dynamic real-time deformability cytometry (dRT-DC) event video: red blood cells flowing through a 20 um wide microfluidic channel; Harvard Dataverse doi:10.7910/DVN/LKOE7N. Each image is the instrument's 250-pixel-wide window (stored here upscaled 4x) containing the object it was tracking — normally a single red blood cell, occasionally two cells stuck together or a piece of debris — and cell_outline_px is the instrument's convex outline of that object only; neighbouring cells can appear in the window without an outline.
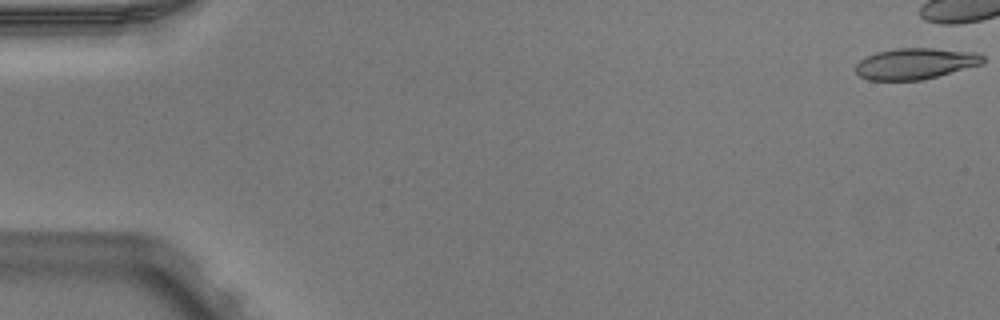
{"species": "Egyptian fruit bat (a non-hibernating species)", "species_latin": "Rousettus aegyptiacus", "temperature_condition": "warm", "stored_images_in_passage": 8, "camera_frame_rate_fps": 3000, "um_per_image_px": 0.085, "animal": {"sex": "male"}, "frame": {"image": 1, "passage_image": 1, "time_ms": 0.0, "image_size_px": [1000, 320], "cell_outline_px": [[984, 60], [980, 64], [936, 76], [920, 80], [868, 80], [860, 76], [856, 72], [856, 64], [860, 60], [876, 52], [896, 48], [932, 48], [976, 52], [984, 56]], "centroid_in_image_um": [77.77, 5.4], "position_along_channel_um": 7.2, "area_um2": 22.77}}
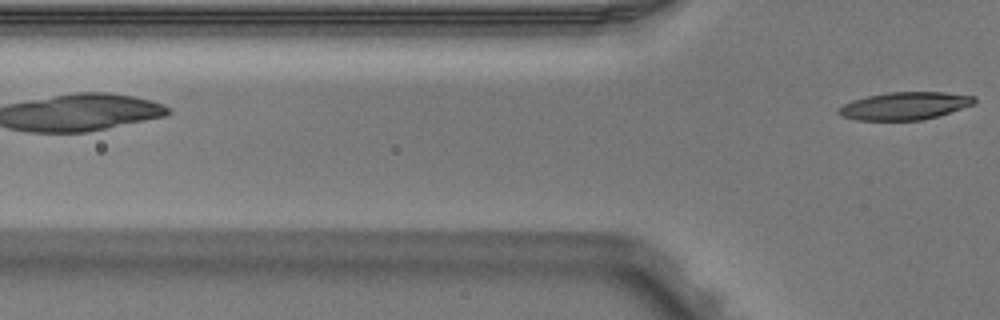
{"frame": {"image": 2, "passage_image": 8, "time_ms": 2.333, "image_size_px": [1000, 320], "cell_outline_px": [[976, 104], [936, 116], [920, 120], [856, 120], [840, 116], [836, 112], [836, 108], [852, 100], [868, 96], [888, 92], [944, 92], [976, 96]], "centroid_in_image_um": [76.88, 8.99], "position_along_channel_um": 48.9, "area_um2": 21.96}}